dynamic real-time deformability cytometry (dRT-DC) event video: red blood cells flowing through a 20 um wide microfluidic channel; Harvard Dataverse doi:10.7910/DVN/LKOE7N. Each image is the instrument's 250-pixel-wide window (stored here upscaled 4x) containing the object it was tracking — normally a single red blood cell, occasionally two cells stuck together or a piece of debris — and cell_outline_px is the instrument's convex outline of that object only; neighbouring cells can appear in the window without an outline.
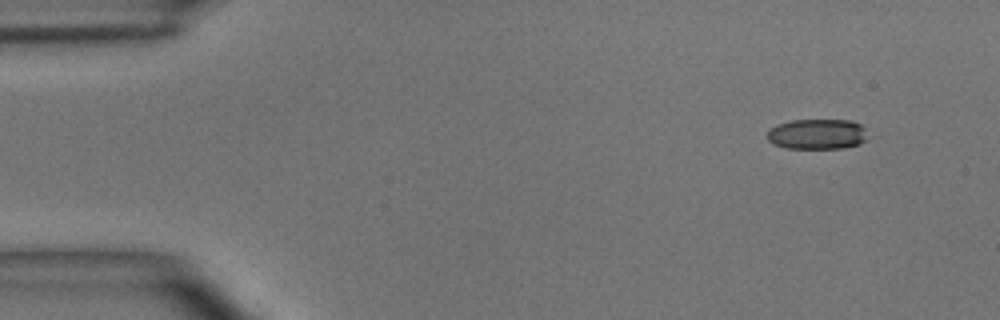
{"species": "common noctule bat (a hibernating species)", "species_latin": "Nyctalus noctula", "temperature_condition": "room temperature", "stored_images_in_passage": 3, "camera_frame_rate_fps": 3000, "um_per_image_px": 0.085, "animal": {"sex": "male", "body_mass_g": 15.6}, "frame": {"image": 1, "passage_image": 1, "time_ms": 0.0, "image_size_px": [1000, 320], "cell_outline_px": [[864, 140], [860, 144], [844, 148], [784, 148], [772, 144], [768, 140], [768, 132], [776, 124], [792, 120], [852, 120], [860, 124], [864, 128]], "centroid_in_image_um": [69.43, 11.4], "position_along_channel_um": 15.6, "area_um2": 17.69}}